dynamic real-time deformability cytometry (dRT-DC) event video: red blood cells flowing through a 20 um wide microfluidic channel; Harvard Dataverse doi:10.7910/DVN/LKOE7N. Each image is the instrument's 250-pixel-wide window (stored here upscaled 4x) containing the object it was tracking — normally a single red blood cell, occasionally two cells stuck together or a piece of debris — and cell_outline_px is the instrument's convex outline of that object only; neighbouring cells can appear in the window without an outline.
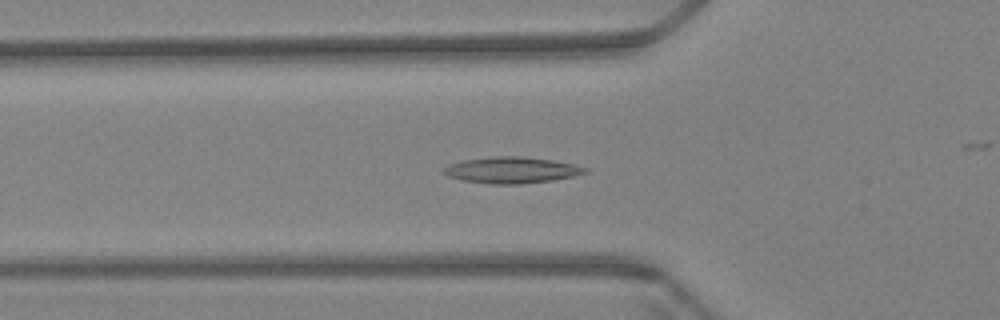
{"species": "Egyptian fruit bat (a non-hibernating species)", "species_latin": "Rousettus aegyptiacus", "temperature_condition": "warm", "stored_images_in_passage": 54, "camera_frame_rate_fps": 3000, "um_per_image_px": 0.085, "animal": {"sex": "female"}, "frame": {"image": 1, "passage_image": 21, "time_ms": 6.667, "image_size_px": [1000, 320], "cell_outline_px": [[588, 172], [572, 176], [552, 180], [520, 184], [492, 184], [460, 180], [448, 176], [440, 172], [440, 168], [448, 164], [464, 160], [492, 156], [520, 156], [552, 160], [572, 164], [588, 168]], "centroid_in_image_um": [43.4, 14.45], "position_along_channel_um": 82.4, "area_um2": 21.73}}
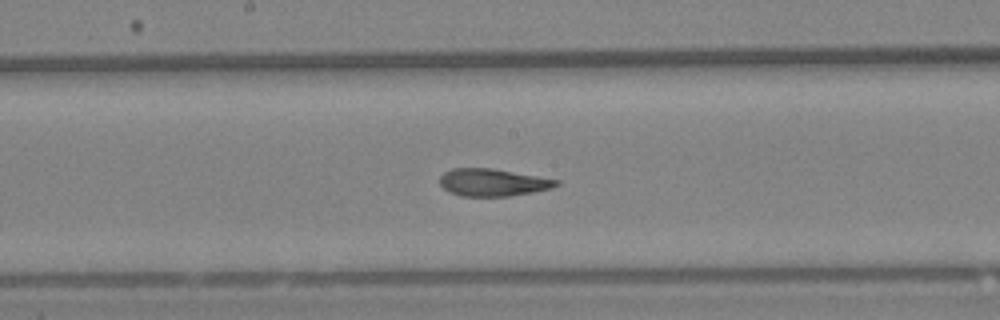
{"frame": {"image": 2, "passage_image": 32, "time_ms": 10.333, "image_size_px": [1000, 320], "cell_outline_px": [[560, 184], [552, 188], [532, 192], [508, 196], [460, 196], [448, 192], [440, 184], [440, 176], [444, 172], [452, 168], [492, 168], [560, 180]], "centroid_in_image_um": [41.87, 15.5], "position_along_channel_um": 206.3, "area_um2": 18.61}}
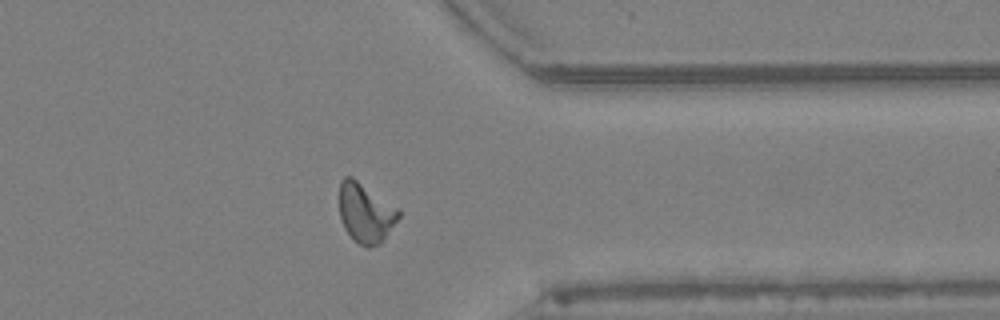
{"frame": {"image": 3, "passage_image": 48, "time_ms": 15.667, "image_size_px": [1000, 320], "cell_outline_px": [[400, 216], [380, 244], [368, 248], [352, 240], [344, 228], [340, 216], [340, 180], [344, 176], [352, 176], [400, 208]], "centroid_in_image_um": [31.08, 18.08], "position_along_channel_um": 380.3, "area_um2": 20.81}, "authors_computed_cell_mechanics": {"area_um2": 19.7387, "velocity_mm_per_s": 3.3839, "shape_relaxation_time_tau1_ms": 11.1383, "shape_relaxation_time_tau2_ms": 2.2106, "deformation_change_tau1": 0.261, "deformation_change_tau2": 0.1038}}